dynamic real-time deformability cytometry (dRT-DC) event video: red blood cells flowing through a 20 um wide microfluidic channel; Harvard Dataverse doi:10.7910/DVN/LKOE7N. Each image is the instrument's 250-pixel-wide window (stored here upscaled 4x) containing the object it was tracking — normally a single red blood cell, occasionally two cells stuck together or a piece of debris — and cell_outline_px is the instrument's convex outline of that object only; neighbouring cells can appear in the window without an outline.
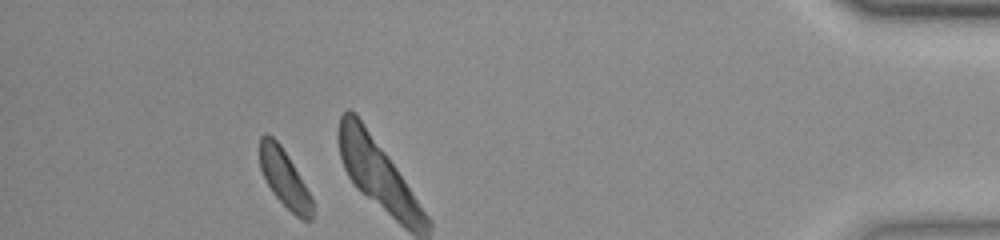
{"species": "common noctule bat (a hibernating species)", "species_latin": "Nyctalus noctula", "temperature_condition": "room temperature", "stored_images_in_passage": 44, "camera_frame_rate_fps": 3000, "um_per_image_px": 0.085, "animal": {"sex": "female", "body_mass_g": 23.0, "forearm_length_mm": 53.4}, "frame": {"image": 1, "passage_image": 39, "time_ms": 12.667, "image_size_px": [1000, 240], "cell_outline_px": [[312, 220], [300, 220], [272, 192], [260, 168], [260, 136], [264, 132], [268, 132], [280, 144], [288, 156], [304, 184], [312, 200]], "centroid_in_image_um": [24.15, 15.13], "position_along_channel_um": 411.0, "area_um2": 17.28}, "authors_computed_cell_mechanics": {"area_um2": 18.496, "velocity_mm_per_s": 3.726, "shape_relaxation_time_tau1_ms": 1.6426, "shape_relaxation_time_tau2_ms": 3.9539, "deformation_change_tau1": 0.079, "deformation_change_tau2": 0.0821}}